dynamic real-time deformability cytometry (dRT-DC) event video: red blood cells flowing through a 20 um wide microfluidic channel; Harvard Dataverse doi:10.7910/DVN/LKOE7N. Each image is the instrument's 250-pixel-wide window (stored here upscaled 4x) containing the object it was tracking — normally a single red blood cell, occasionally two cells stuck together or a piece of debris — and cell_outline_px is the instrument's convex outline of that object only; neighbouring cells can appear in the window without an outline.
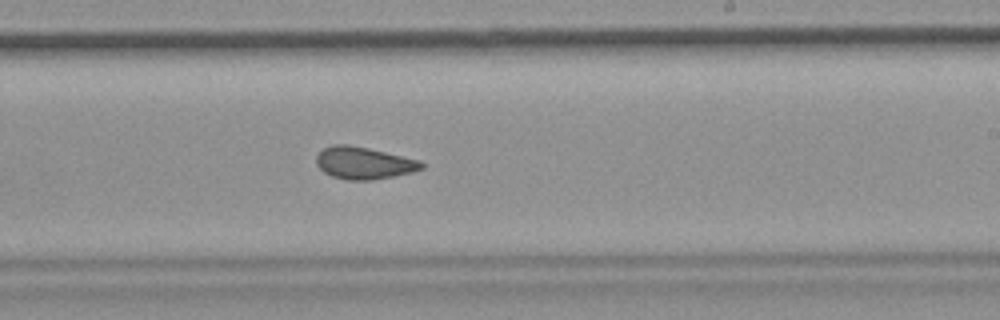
{"species": "common noctule bat (a hibernating species)", "species_latin": "Nyctalus noctula", "temperature_condition": "room temperature", "stored_images_in_passage": 53, "camera_frame_rate_fps": 3000, "um_per_image_px": 0.085, "animal": {"sex": "female", "body_mass_g": 19.9}, "frame": {"image": 1, "passage_image": 31, "time_ms": 10.0, "image_size_px": [1000, 320], "cell_outline_px": [[424, 168], [412, 172], [372, 180], [348, 180], [332, 176], [324, 172], [316, 164], [316, 156], [324, 148], [332, 144], [348, 144], [368, 148], [420, 160], [424, 164]], "centroid_in_image_um": [30.92, 13.85], "position_along_channel_um": 258.1, "area_um2": 19.65}, "authors_computed_cell_mechanics": {"area_um2": 20.1144, "velocity_mm_per_s": 3.7746, "shape_relaxation_time_tau1_ms": null, "shape_relaxation_time_tau2_ms": 2.0305, "deformation_change_tau1": null, "deformation_change_tau2": 0.0741}}